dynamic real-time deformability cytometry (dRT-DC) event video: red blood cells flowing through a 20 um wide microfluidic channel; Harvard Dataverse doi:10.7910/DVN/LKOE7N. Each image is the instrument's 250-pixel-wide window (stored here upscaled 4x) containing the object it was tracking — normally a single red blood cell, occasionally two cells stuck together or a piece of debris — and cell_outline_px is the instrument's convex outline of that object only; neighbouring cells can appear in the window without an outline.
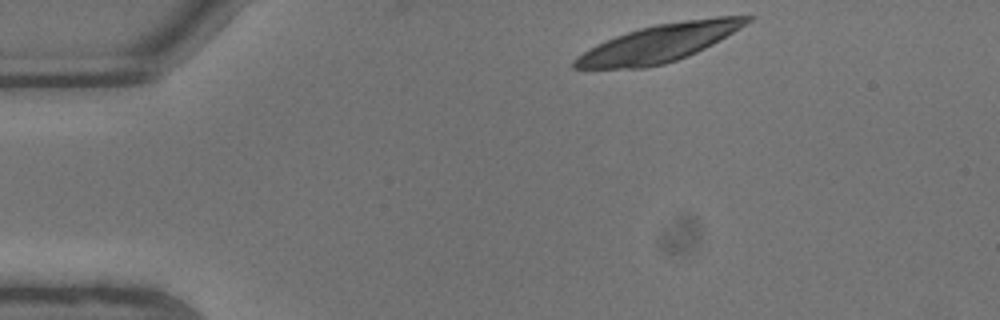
{"species": "common noctule bat (a hibernating species)", "species_latin": "Nyctalus noctula", "temperature_condition": "warm", "stored_images_in_passage": 5, "camera_frame_rate_fps": 3000, "um_per_image_px": 0.085, "animal": {"sex": "male", "body_mass_g": 13.3}, "frame": {"image": 1, "passage_image": 1, "time_ms": 0.0, "image_size_px": [1000, 320], "cell_outline_px": [[756, 16], [752, 20], [740, 28], [720, 40], [696, 52], [676, 60], [664, 64], [644, 68], [572, 68], [572, 60], [588, 48], [596, 44], [616, 36], [640, 28], [656, 24], [684, 20], [716, 16]], "centroid_in_image_um": [56.02, 3.66], "position_along_channel_um": 29.0, "area_um2": 37.4}}